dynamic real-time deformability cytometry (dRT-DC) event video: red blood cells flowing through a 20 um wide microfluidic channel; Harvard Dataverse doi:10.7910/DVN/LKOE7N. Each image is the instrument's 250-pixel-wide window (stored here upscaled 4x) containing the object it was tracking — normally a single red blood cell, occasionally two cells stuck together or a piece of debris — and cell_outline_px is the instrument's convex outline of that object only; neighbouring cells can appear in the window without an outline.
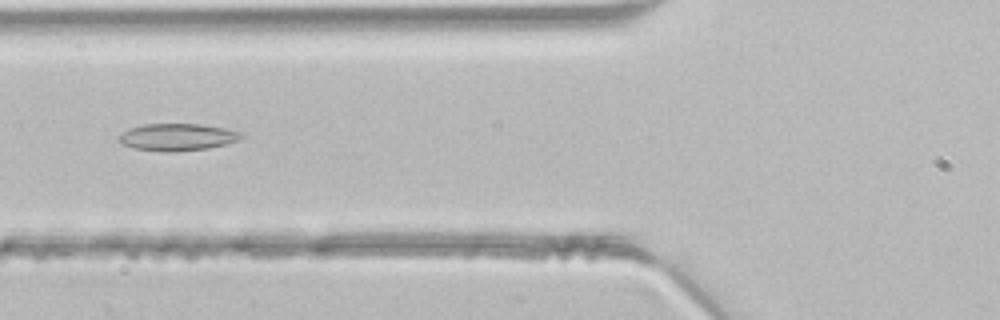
{"species": "common noctule bat (a hibernating species)", "species_latin": "Nyctalus noctula", "temperature_condition": "room temperature", "stored_images_in_passage": 33, "camera_frame_rate_fps": 3000, "um_per_image_px": 0.085, "animal": {"sex": "male", "body_mass_g": 21.5, "forearm_length_mm": 52.0}, "frame": {"image": 1, "passage_image": 4, "time_ms": 1.0, "image_size_px": [1000, 320], "cell_outline_px": [[244, 136], [240, 140], [208, 148], [176, 152], [164, 152], [132, 148], [120, 144], [116, 140], [124, 132], [132, 128], [144, 124], [200, 124], [224, 128], [244, 132]], "centroid_in_image_um": [15.09, 11.66], "position_along_channel_um": 110.7, "area_um2": 19.48}}
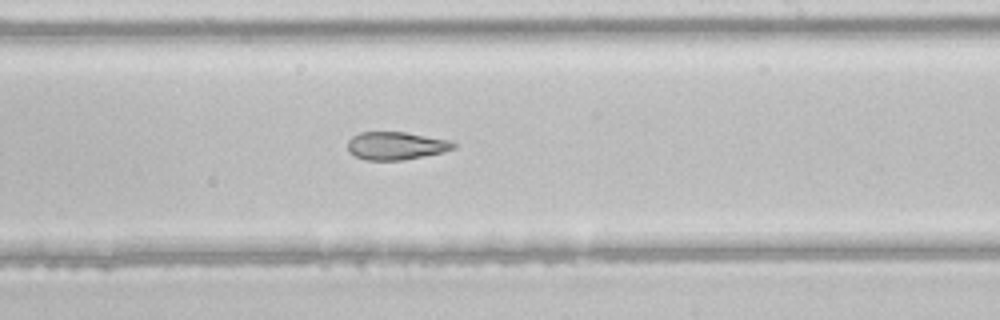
{"frame": {"image": 2, "passage_image": 14, "time_ms": 4.333, "image_size_px": [1000, 320], "cell_outline_px": [[456, 148], [444, 152], [424, 156], [400, 160], [368, 160], [356, 156], [348, 152], [348, 140], [352, 136], [360, 132], [404, 132], [452, 140], [456, 144]], "centroid_in_image_um": [33.69, 12.38], "position_along_channel_um": 255.3, "area_um2": 17.28}}
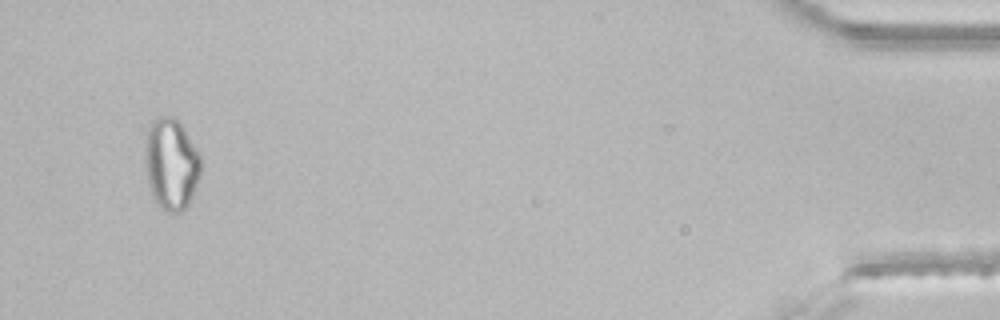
{"frame": {"image": 3, "passage_image": 31, "time_ms": 10.0, "image_size_px": [1000, 320], "cell_outline_px": [[200, 176], [192, 196], [188, 204], [180, 212], [168, 212], [160, 208], [156, 204], [152, 196], [148, 184], [144, 164], [144, 148], [148, 128], [152, 120], [160, 116], [176, 116], [184, 128], [200, 156]], "centroid_in_image_um": [14.51, 13.93], "position_along_channel_um": 420.7, "area_um2": 30.06}}